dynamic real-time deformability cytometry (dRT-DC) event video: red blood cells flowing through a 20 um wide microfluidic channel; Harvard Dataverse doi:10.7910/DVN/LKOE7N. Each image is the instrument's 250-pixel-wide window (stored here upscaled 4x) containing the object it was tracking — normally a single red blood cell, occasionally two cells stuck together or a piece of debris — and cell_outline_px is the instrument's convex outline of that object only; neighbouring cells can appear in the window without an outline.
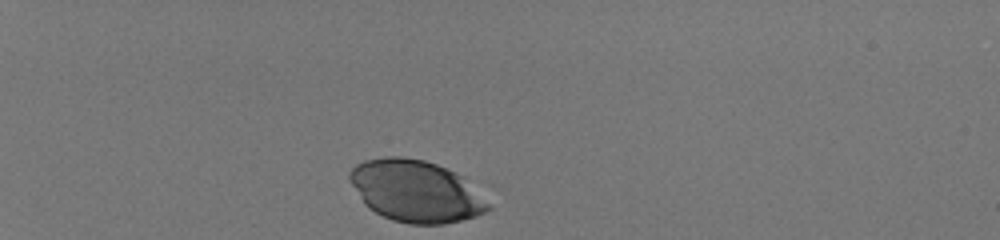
{"species": "human", "species_latin": "Homo sapiens", "temperature_condition": "room temperature", "stored_images_in_passage": 33, "camera_frame_rate_fps": 3000, "um_per_image_px": 0.085, "donor": {"sex": "male"}, "frame": {"image": 1, "passage_image": 1, "time_ms": 0.0, "image_size_px": [1000, 240], "cell_outline_px": [[492, 208], [476, 216], [444, 224], [408, 224], [392, 220], [376, 212], [364, 204], [348, 180], [348, 172], [356, 164], [364, 160], [384, 156], [404, 156], [424, 160], [436, 164], [456, 172]], "centroid_in_image_um": [35.26, 16.23], "position_along_channel_um": 49.7, "area_um2": 49.48}}
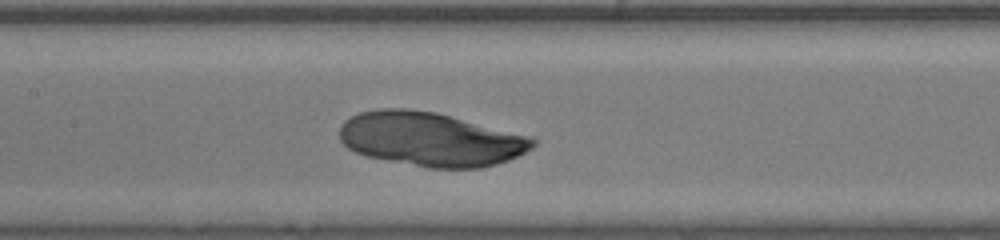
{"frame": {"image": 2, "passage_image": 15, "time_ms": 4.667, "image_size_px": [1000, 240], "cell_outline_px": [[540, 140], [532, 148], [508, 160], [496, 164], [480, 168], [428, 168], [368, 156], [356, 152], [348, 148], [340, 140], [340, 124], [344, 120], [360, 112], [376, 108], [408, 108], [436, 112], [532, 136]], "centroid_in_image_um": [36.62, 11.82], "position_along_channel_um": 170.8, "area_um2": 61.09}}
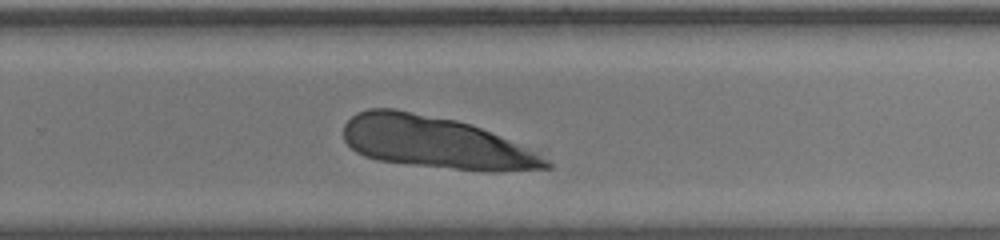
{"frame": {"image": 3, "passage_image": 24, "time_ms": 7.667, "image_size_px": [1000, 240], "cell_outline_px": [[552, 168], [496, 172], [488, 172], [376, 160], [364, 156], [356, 152], [344, 140], [344, 124], [356, 112], [368, 108], [392, 108], [456, 120], [472, 124], [532, 152], [548, 160], [552, 164]], "centroid_in_image_um": [36.94, 12.11], "position_along_channel_um": 292.9, "area_um2": 60.46}}